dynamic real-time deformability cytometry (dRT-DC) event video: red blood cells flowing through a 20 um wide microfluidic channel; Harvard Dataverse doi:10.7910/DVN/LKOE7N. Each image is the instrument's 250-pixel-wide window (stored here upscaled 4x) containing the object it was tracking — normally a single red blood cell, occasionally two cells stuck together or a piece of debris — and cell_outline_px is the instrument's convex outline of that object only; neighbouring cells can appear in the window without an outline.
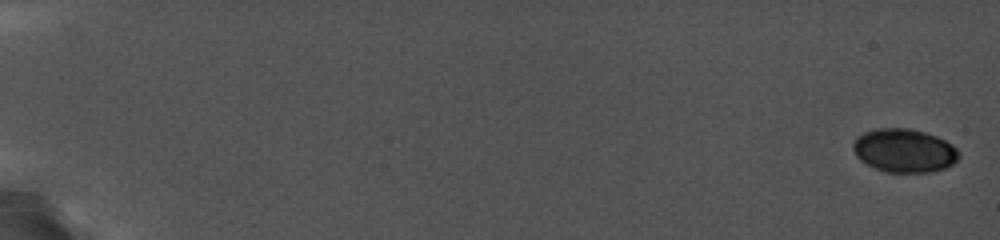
{"species": "common noctule bat (a hibernating species)", "species_latin": "Nyctalus noctula", "temperature_condition": "cold", "stored_images_in_passage": 16, "camera_frame_rate_fps": 5000, "um_per_image_px": 0.085, "animal": {"sex": "female", "body_mass_g": 19.0, "forearm_length_mm": 56.7}, "frame": {"image": 1, "passage_image": 1, "time_ms": 0.0, "image_size_px": [1000, 240], "cell_outline_px": [[960, 156], [952, 164], [944, 168], [932, 172], [888, 172], [876, 168], [860, 160], [856, 156], [852, 148], [852, 144], [856, 136], [864, 132], [876, 128], [908, 128], [924, 132], [936, 136], [952, 144], [960, 152]], "centroid_in_image_um": [76.85, 12.79], "position_along_channel_um": 8.2, "area_um2": 26.88}}
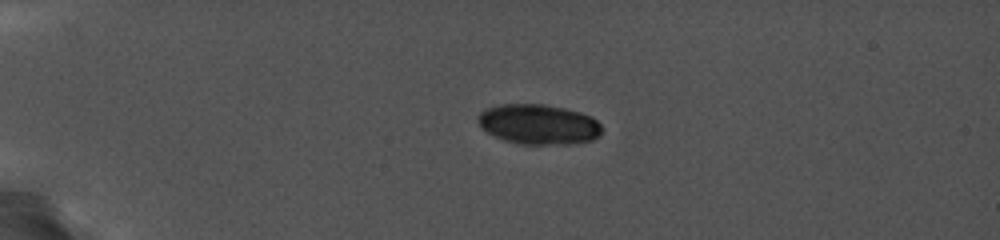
{"frame": {"image": 2, "passage_image": 11, "time_ms": 4.8, "image_size_px": [1000, 240], "cell_outline_px": [[604, 128], [592, 140], [544, 144], [524, 144], [504, 140], [488, 132], [476, 120], [476, 116], [484, 108], [500, 104], [544, 104], [564, 108], [580, 112], [592, 116]], "centroid_in_image_um": [45.74, 10.53], "position_along_channel_um": 39.3, "area_um2": 28.55}}